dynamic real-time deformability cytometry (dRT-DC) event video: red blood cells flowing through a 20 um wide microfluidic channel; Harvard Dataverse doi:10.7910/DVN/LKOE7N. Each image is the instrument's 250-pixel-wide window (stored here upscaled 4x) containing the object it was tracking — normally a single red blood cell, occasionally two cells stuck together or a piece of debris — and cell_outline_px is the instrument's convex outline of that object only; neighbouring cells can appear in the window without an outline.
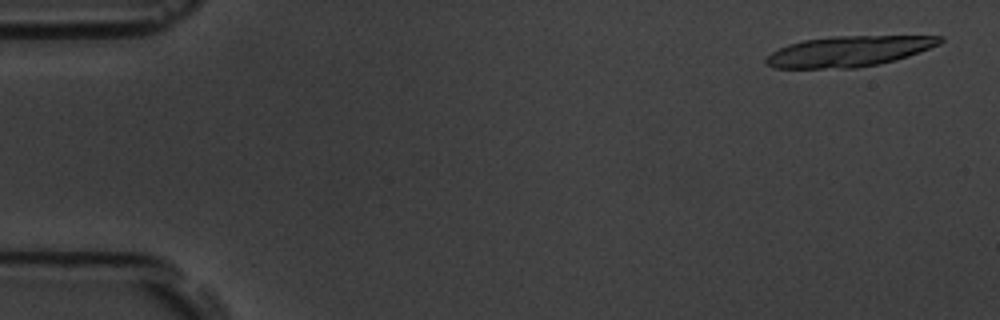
{"species": "common noctule bat (a hibernating species)", "species_latin": "Nyctalus noctula", "temperature_condition": "room temperature", "stored_images_in_passage": 4, "camera_frame_rate_fps": 3000, "um_per_image_px": 0.085, "animal": {"sex": "male", "body_mass_g": 19.5, "forearm_length_mm": 54.6}, "frame": {"image": 1, "passage_image": 1, "time_ms": 0.0, "image_size_px": [1000, 320], "cell_outline_px": [[944, 40], [940, 44], [908, 56], [896, 60], [880, 64], [856, 68], [772, 68], [764, 64], [764, 60], [772, 52], [788, 44], [804, 40], [832, 36], [944, 36]], "centroid_in_image_um": [72.13, 4.37], "position_along_channel_um": 12.9, "area_um2": 31.04}}